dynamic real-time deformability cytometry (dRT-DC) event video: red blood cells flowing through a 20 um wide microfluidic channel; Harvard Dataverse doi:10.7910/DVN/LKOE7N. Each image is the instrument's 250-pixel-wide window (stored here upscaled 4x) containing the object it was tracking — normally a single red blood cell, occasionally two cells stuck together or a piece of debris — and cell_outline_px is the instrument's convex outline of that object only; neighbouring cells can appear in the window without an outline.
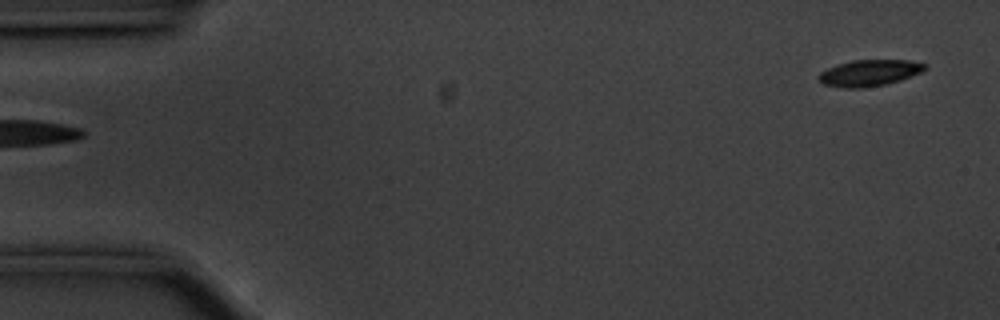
{"species": "common noctule bat (a hibernating species)", "species_latin": "Nyctalus noctula", "temperature_condition": "cold", "stored_images_in_passage": 55, "camera_frame_rate_fps": 3000, "um_per_image_px": 0.085, "animal": {"sex": "male", "body_mass_g": 20.1, "forearm_length_mm": 53.5}, "frame": {"image": 1, "passage_image": 1, "time_ms": 0.0, "image_size_px": [1000, 320], "cell_outline_px": [[928, 68], [920, 72], [900, 80], [884, 84], [864, 88], [844, 88], [824, 84], [816, 76], [820, 72], [828, 68], [852, 60], [908, 60], [928, 64]], "centroid_in_image_um": [73.9, 6.19], "position_along_channel_um": 11.1, "area_um2": 16.18}}
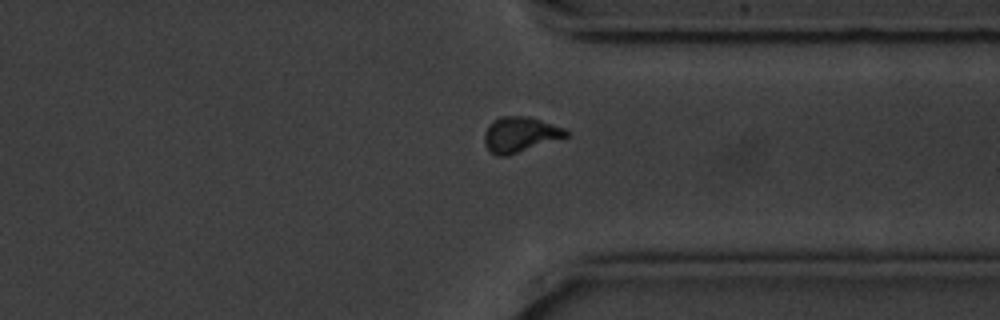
{"frame": {"image": 2, "passage_image": 41, "time_ms": 13.333, "image_size_px": [1000, 320], "cell_outline_px": [[568, 136], [508, 156], [496, 156], [484, 144], [484, 132], [488, 124], [492, 120], [500, 116], [528, 116], [564, 128], [568, 132]], "centroid_in_image_um": [44.16, 11.43], "position_along_channel_um": 367.2, "area_um2": 16.82}}
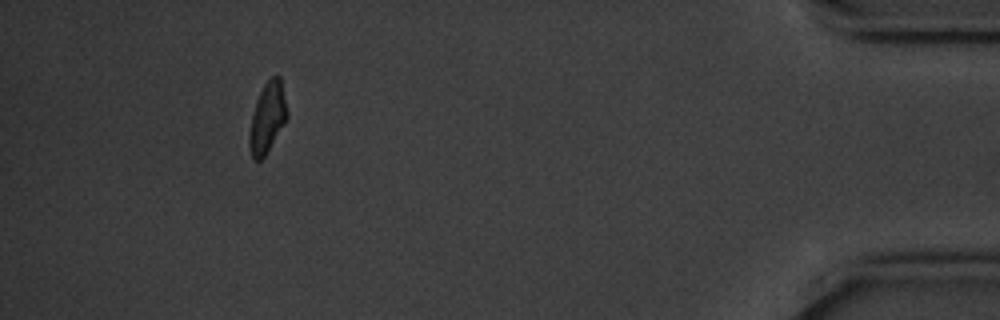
{"frame": {"image": 3, "passage_image": 50, "time_ms": 16.333, "image_size_px": [1000, 320], "cell_outline_px": [[288, 116], [264, 156], [260, 160], [252, 160], [248, 144], [248, 136], [252, 112], [256, 100], [264, 84], [272, 76], [280, 76], [288, 112]], "centroid_in_image_um": [22.7, 10.0], "position_along_channel_um": 412.5, "area_um2": 15.37}, "authors_computed_cell_mechanics": {"area_um2": 16.8776, "velocity_mm_per_s": 3.546, "shape_relaxation_time_tau1_ms": 2.8182, "shape_relaxation_time_tau2_ms": 6.6857, "deformation_change_tau1": 0.1147, "deformation_change_tau2": 0.1195}}